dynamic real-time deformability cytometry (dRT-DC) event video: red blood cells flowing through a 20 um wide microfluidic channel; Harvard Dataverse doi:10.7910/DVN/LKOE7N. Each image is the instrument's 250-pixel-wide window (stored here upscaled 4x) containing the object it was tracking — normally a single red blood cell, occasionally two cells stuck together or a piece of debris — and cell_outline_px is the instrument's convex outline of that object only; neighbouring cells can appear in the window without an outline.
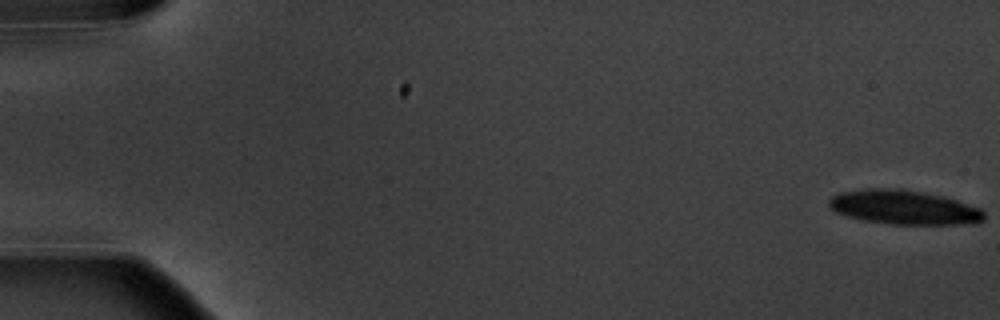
{"species": "common noctule bat (a hibernating species)", "species_latin": "Nyctalus noctula", "temperature_condition": "warm", "stored_images_in_passage": 11, "camera_frame_rate_fps": 3000, "um_per_image_px": 0.085, "animal": {"sex": "male", "body_mass_g": 20.1, "forearm_length_mm": 53.5}, "frame": {"image": 1, "passage_image": 1, "time_ms": 0.0, "image_size_px": [1000, 320], "cell_outline_px": [[984, 220], [960, 224], [892, 224], [864, 220], [848, 216], [836, 212], [828, 208], [828, 200], [832, 196], [840, 192], [864, 188], [904, 188], [944, 196], [980, 208], [984, 212]], "centroid_in_image_um": [76.78, 17.6], "position_along_channel_um": 8.2, "area_um2": 31.04}}
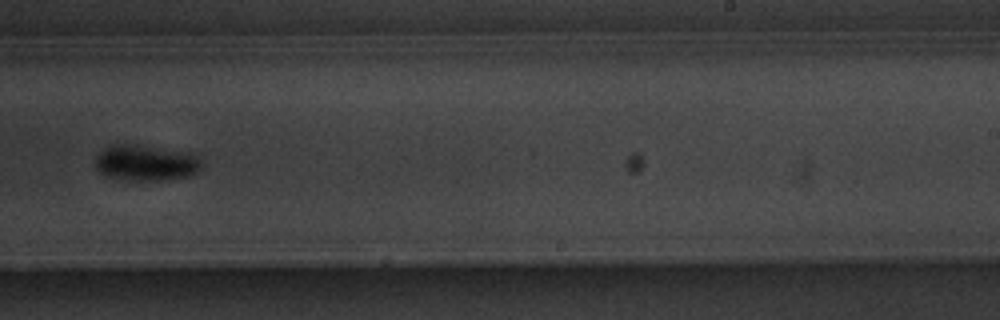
{"frame": {"image": 2, "passage_image": 11, "time_ms": 12.333, "image_size_px": [1000, 320], "cell_outline_px": [[204, 164], [196, 172], [188, 176], [160, 180], [124, 180], [108, 176], [100, 172], [96, 168], [96, 156], [100, 152], [112, 144], [136, 144], [196, 152]], "centroid_in_image_um": [12.46, 13.81], "position_along_channel_um": 276.5, "area_um2": 22.6}}